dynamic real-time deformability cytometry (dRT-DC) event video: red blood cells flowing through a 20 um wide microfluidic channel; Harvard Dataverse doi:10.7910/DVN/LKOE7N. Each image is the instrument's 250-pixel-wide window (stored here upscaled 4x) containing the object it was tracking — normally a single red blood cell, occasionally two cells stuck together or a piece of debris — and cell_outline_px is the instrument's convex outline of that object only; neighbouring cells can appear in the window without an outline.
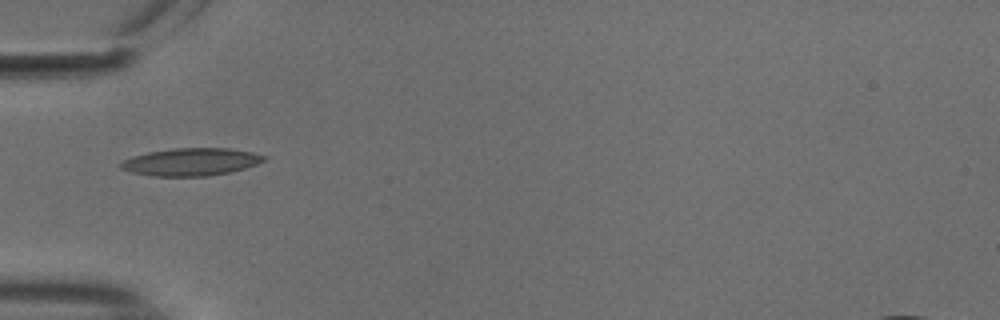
{"species": "common noctule bat (a hibernating species)", "species_latin": "Nyctalus noctula", "temperature_condition": "cold", "stored_images_in_passage": 34, "camera_frame_rate_fps": 3000, "um_per_image_px": 0.085, "animal": {"sex": "male", "body_mass_g": 18.8}, "frame": {"image": 1, "passage_image": 1, "time_ms": 0.0, "image_size_px": [1000, 320], "cell_outline_px": [[268, 156], [264, 160], [256, 164], [244, 168], [228, 172], [208, 176], [152, 176], [132, 172], [120, 168], [120, 164], [124, 160], [132, 156], [148, 152], [172, 148], [228, 148], [252, 152]], "centroid_in_image_um": [16.23, 13.75], "position_along_channel_um": 68.8, "area_um2": 22.89}}
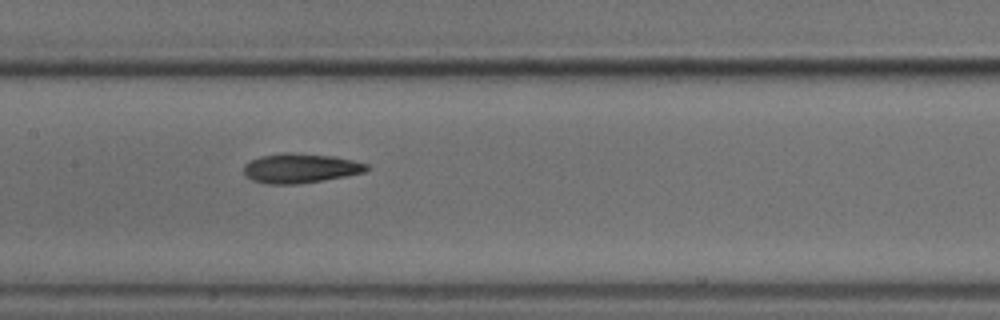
{"frame": {"image": 2, "passage_image": 10, "time_ms": 3.0, "image_size_px": [1000, 320], "cell_outline_px": [[368, 168], [364, 172], [348, 176], [324, 180], [296, 184], [268, 184], [252, 180], [244, 176], [244, 164], [260, 156], [280, 152], [288, 152], [332, 156], [352, 160], [368, 164]], "centroid_in_image_um": [25.5, 14.3], "position_along_channel_um": 181.9, "area_um2": 21.21}}
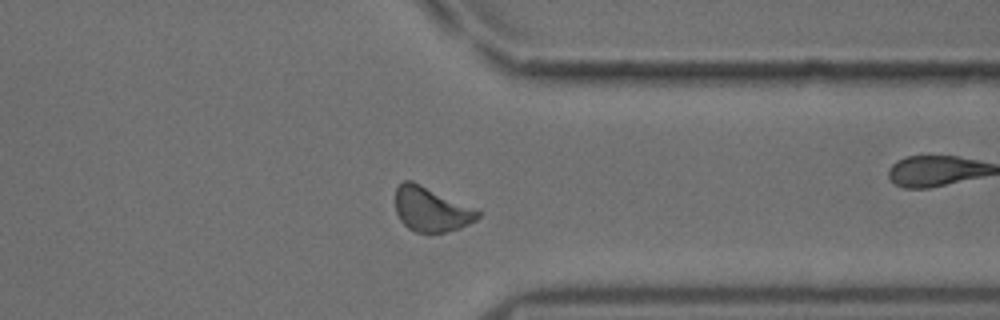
{"frame": {"image": 3, "passage_image": 22, "time_ms": 7.0, "image_size_px": [1000, 320], "cell_outline_px": [[480, 216], [476, 220], [460, 228], [448, 232], [428, 236], [416, 232], [408, 228], [400, 220], [396, 212], [396, 188], [404, 180], [412, 180], [480, 212]], "centroid_in_image_um": [36.61, 17.85], "position_along_channel_um": 374.8, "area_um2": 21.39}, "authors_computed_cell_mechanics": {"area_um2": 20.6924, "velocity_mm_per_s": 3.764, "shape_relaxation_time_tau1_ms": null, "shape_relaxation_time_tau2_ms": 4.2555, "deformation_change_tau1": null, "deformation_change_tau2": 0.1253}}